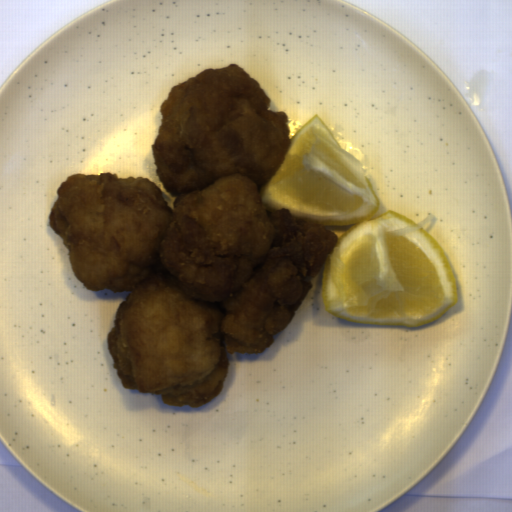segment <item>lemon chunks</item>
<instances>
[{
  "label": "lemon chunks",
  "mask_w": 512,
  "mask_h": 512,
  "mask_svg": "<svg viewBox=\"0 0 512 512\" xmlns=\"http://www.w3.org/2000/svg\"><path fill=\"white\" fill-rule=\"evenodd\" d=\"M259 199L270 212L351 226L321 266L324 310L341 321L414 328L457 305V279L441 245L399 212L375 217L381 203L362 163L317 114L291 138Z\"/></svg>",
  "instance_id": "lemon-chunks-1"
}]
</instances>
